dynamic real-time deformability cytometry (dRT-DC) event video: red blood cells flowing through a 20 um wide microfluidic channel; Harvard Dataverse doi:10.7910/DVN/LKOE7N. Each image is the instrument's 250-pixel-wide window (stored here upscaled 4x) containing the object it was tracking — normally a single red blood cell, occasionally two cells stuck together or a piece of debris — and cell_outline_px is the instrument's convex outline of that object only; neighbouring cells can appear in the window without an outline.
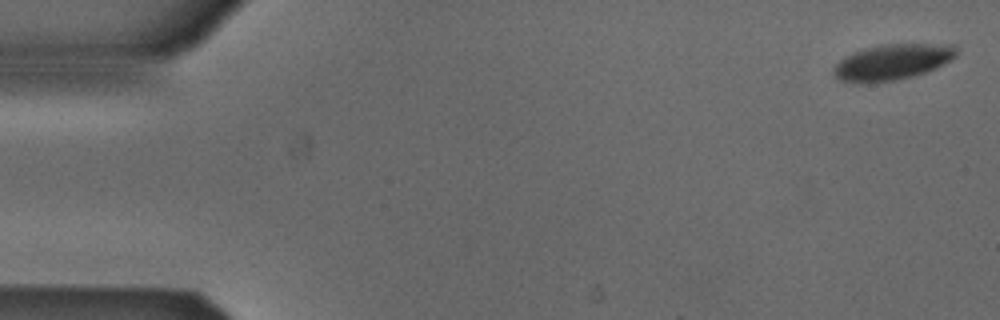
{"species": "Egyptian fruit bat (a non-hibernating species)", "species_latin": "Rousettus aegyptiacus", "temperature_condition": "cold", "stored_images_in_passage": 4, "camera_frame_rate_fps": 3000, "um_per_image_px": 0.085, "animal": {"sex": "male"}, "frame": {"image": 1, "passage_image": 1, "time_ms": 0.0, "image_size_px": [1000, 320], "cell_outline_px": [[956, 56], [944, 64], [924, 72], [912, 76], [896, 80], [840, 80], [832, 72], [836, 64], [844, 56], [852, 52], [864, 48], [884, 44], [956, 44]], "centroid_in_image_um": [75.9, 5.22], "position_along_channel_um": 9.1, "area_um2": 24.8}}
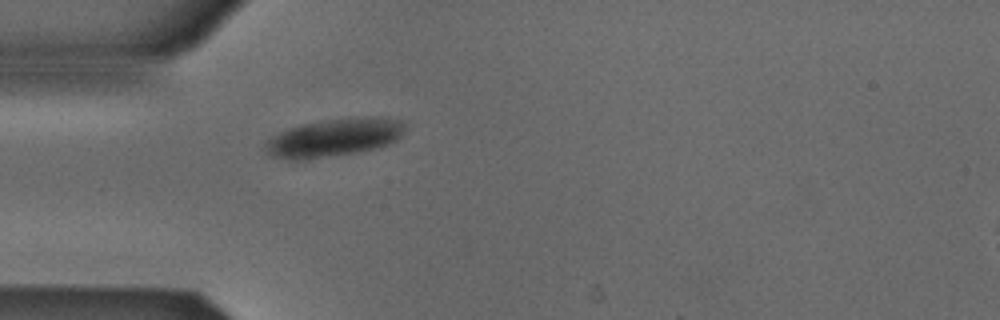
{"frame": {"image": 2, "passage_image": 4, "time_ms": 1.0, "image_size_px": [1000, 320], "cell_outline_px": [[404, 128], [400, 136], [396, 140], [388, 144], [372, 148], [352, 152], [320, 156], [268, 156], [264, 148], [264, 144], [272, 136], [288, 128], [304, 124], [324, 120], [348, 116], [380, 116], [404, 120]], "centroid_in_image_um": [28.48, 11.6], "position_along_channel_um": 56.5, "area_um2": 29.88}}